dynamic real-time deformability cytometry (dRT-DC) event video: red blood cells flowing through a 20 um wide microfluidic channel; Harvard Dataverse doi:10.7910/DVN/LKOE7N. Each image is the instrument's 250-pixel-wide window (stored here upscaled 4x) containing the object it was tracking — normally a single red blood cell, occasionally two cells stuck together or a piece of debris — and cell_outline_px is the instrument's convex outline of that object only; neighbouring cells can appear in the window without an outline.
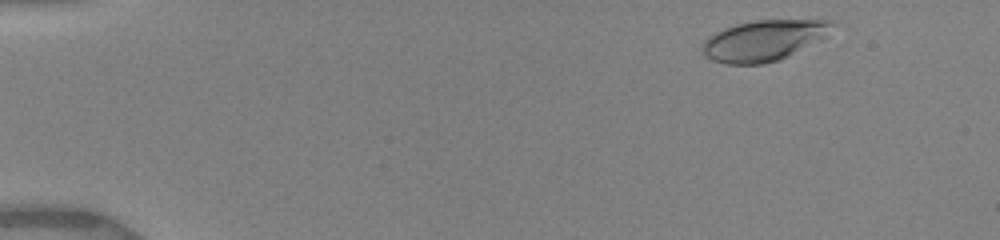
{"species": "human", "species_latin": "Homo sapiens", "temperature_condition": "warm", "stored_images_in_passage": 7, "camera_frame_rate_fps": 3000, "um_per_image_px": 0.085, "donor": {"sex": "female"}, "frame": {"image": 1, "passage_image": 1, "time_ms": 0.0, "image_size_px": [1000, 240], "cell_outline_px": [[840, 24], [824, 40], [780, 60], [764, 64], [728, 64], [712, 60], [704, 56], [700, 52], [700, 44], [708, 36], [724, 28], [736, 24], [756, 20], [836, 20]], "centroid_in_image_um": [65.0, 3.43], "position_along_channel_um": 20.0, "area_um2": 31.85}}
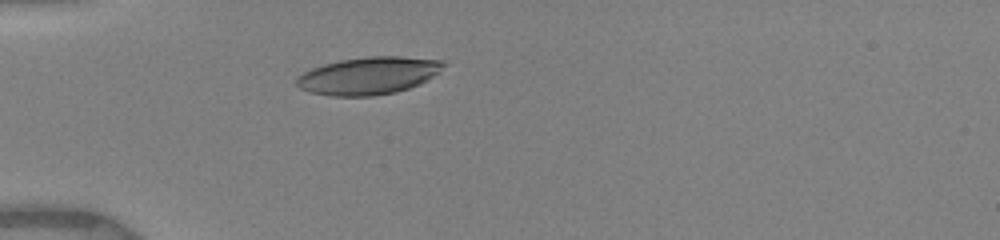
{"frame": {"image": 2, "passage_image": 7, "time_ms": 3.333, "image_size_px": [1000, 240], "cell_outline_px": [[448, 64], [440, 72], [420, 84], [396, 92], [372, 96], [332, 96], [308, 92], [300, 88], [296, 84], [296, 76], [312, 68], [324, 64], [340, 60], [368, 56], [400, 56], [444, 60]], "centroid_in_image_um": [31.35, 6.43], "position_along_channel_um": 53.6, "area_um2": 32.37}}